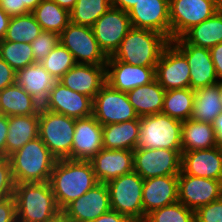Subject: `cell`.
Returning a JSON list of instances; mask_svg holds the SVG:
<instances>
[{"label":"cell","mask_w":222,"mask_h":222,"mask_svg":"<svg viewBox=\"0 0 222 222\" xmlns=\"http://www.w3.org/2000/svg\"><path fill=\"white\" fill-rule=\"evenodd\" d=\"M51 185L58 208L62 211L97 183L90 161L57 160L52 170Z\"/></svg>","instance_id":"1"},{"label":"cell","mask_w":222,"mask_h":222,"mask_svg":"<svg viewBox=\"0 0 222 222\" xmlns=\"http://www.w3.org/2000/svg\"><path fill=\"white\" fill-rule=\"evenodd\" d=\"M17 222H50L61 214L49 181L15 184Z\"/></svg>","instance_id":"2"},{"label":"cell","mask_w":222,"mask_h":222,"mask_svg":"<svg viewBox=\"0 0 222 222\" xmlns=\"http://www.w3.org/2000/svg\"><path fill=\"white\" fill-rule=\"evenodd\" d=\"M8 158L15 184L49 181L57 161L40 137L29 141Z\"/></svg>","instance_id":"3"},{"label":"cell","mask_w":222,"mask_h":222,"mask_svg":"<svg viewBox=\"0 0 222 222\" xmlns=\"http://www.w3.org/2000/svg\"><path fill=\"white\" fill-rule=\"evenodd\" d=\"M170 41L161 33L132 27L119 48L108 60H118L131 65L156 67L164 47Z\"/></svg>","instance_id":"4"},{"label":"cell","mask_w":222,"mask_h":222,"mask_svg":"<svg viewBox=\"0 0 222 222\" xmlns=\"http://www.w3.org/2000/svg\"><path fill=\"white\" fill-rule=\"evenodd\" d=\"M182 121L164 113L140 118L136 148L181 150Z\"/></svg>","instance_id":"5"},{"label":"cell","mask_w":222,"mask_h":222,"mask_svg":"<svg viewBox=\"0 0 222 222\" xmlns=\"http://www.w3.org/2000/svg\"><path fill=\"white\" fill-rule=\"evenodd\" d=\"M76 119L44 108L39 111V137L57 160H72Z\"/></svg>","instance_id":"6"},{"label":"cell","mask_w":222,"mask_h":222,"mask_svg":"<svg viewBox=\"0 0 222 222\" xmlns=\"http://www.w3.org/2000/svg\"><path fill=\"white\" fill-rule=\"evenodd\" d=\"M111 209L130 218L143 222L142 190L144 179L135 171L114 178L107 183Z\"/></svg>","instance_id":"7"},{"label":"cell","mask_w":222,"mask_h":222,"mask_svg":"<svg viewBox=\"0 0 222 222\" xmlns=\"http://www.w3.org/2000/svg\"><path fill=\"white\" fill-rule=\"evenodd\" d=\"M59 42L72 53L75 63L106 65L108 61L92 27L69 22L59 34Z\"/></svg>","instance_id":"8"},{"label":"cell","mask_w":222,"mask_h":222,"mask_svg":"<svg viewBox=\"0 0 222 222\" xmlns=\"http://www.w3.org/2000/svg\"><path fill=\"white\" fill-rule=\"evenodd\" d=\"M221 8L222 0H169L171 40L181 37Z\"/></svg>","instance_id":"9"},{"label":"cell","mask_w":222,"mask_h":222,"mask_svg":"<svg viewBox=\"0 0 222 222\" xmlns=\"http://www.w3.org/2000/svg\"><path fill=\"white\" fill-rule=\"evenodd\" d=\"M182 150L142 149L133 150L134 171L144 180L158 176H178L181 172Z\"/></svg>","instance_id":"10"},{"label":"cell","mask_w":222,"mask_h":222,"mask_svg":"<svg viewBox=\"0 0 222 222\" xmlns=\"http://www.w3.org/2000/svg\"><path fill=\"white\" fill-rule=\"evenodd\" d=\"M93 116L102 126L139 118L126 92L115 90L107 83L93 99Z\"/></svg>","instance_id":"11"},{"label":"cell","mask_w":222,"mask_h":222,"mask_svg":"<svg viewBox=\"0 0 222 222\" xmlns=\"http://www.w3.org/2000/svg\"><path fill=\"white\" fill-rule=\"evenodd\" d=\"M131 28L128 12L112 6L92 26L100 48L108 57L119 48Z\"/></svg>","instance_id":"12"},{"label":"cell","mask_w":222,"mask_h":222,"mask_svg":"<svg viewBox=\"0 0 222 222\" xmlns=\"http://www.w3.org/2000/svg\"><path fill=\"white\" fill-rule=\"evenodd\" d=\"M155 77L166 91L190 88V68L186 57L171 42L162 50Z\"/></svg>","instance_id":"13"},{"label":"cell","mask_w":222,"mask_h":222,"mask_svg":"<svg viewBox=\"0 0 222 222\" xmlns=\"http://www.w3.org/2000/svg\"><path fill=\"white\" fill-rule=\"evenodd\" d=\"M111 210L106 183H97L92 189L69 203L61 213L69 222H91Z\"/></svg>","instance_id":"14"},{"label":"cell","mask_w":222,"mask_h":222,"mask_svg":"<svg viewBox=\"0 0 222 222\" xmlns=\"http://www.w3.org/2000/svg\"><path fill=\"white\" fill-rule=\"evenodd\" d=\"M185 57L190 68L193 90L219 83L208 48L188 44L182 37L170 41Z\"/></svg>","instance_id":"15"},{"label":"cell","mask_w":222,"mask_h":222,"mask_svg":"<svg viewBox=\"0 0 222 222\" xmlns=\"http://www.w3.org/2000/svg\"><path fill=\"white\" fill-rule=\"evenodd\" d=\"M222 197V181L191 175H178V201L196 211Z\"/></svg>","instance_id":"16"},{"label":"cell","mask_w":222,"mask_h":222,"mask_svg":"<svg viewBox=\"0 0 222 222\" xmlns=\"http://www.w3.org/2000/svg\"><path fill=\"white\" fill-rule=\"evenodd\" d=\"M128 15L132 27L159 32L171 41L169 0H140Z\"/></svg>","instance_id":"17"},{"label":"cell","mask_w":222,"mask_h":222,"mask_svg":"<svg viewBox=\"0 0 222 222\" xmlns=\"http://www.w3.org/2000/svg\"><path fill=\"white\" fill-rule=\"evenodd\" d=\"M42 108L79 119L93 115V100L56 81Z\"/></svg>","instance_id":"18"},{"label":"cell","mask_w":222,"mask_h":222,"mask_svg":"<svg viewBox=\"0 0 222 222\" xmlns=\"http://www.w3.org/2000/svg\"><path fill=\"white\" fill-rule=\"evenodd\" d=\"M155 68L108 60L105 65L106 83L115 90L127 92L154 81Z\"/></svg>","instance_id":"19"},{"label":"cell","mask_w":222,"mask_h":222,"mask_svg":"<svg viewBox=\"0 0 222 222\" xmlns=\"http://www.w3.org/2000/svg\"><path fill=\"white\" fill-rule=\"evenodd\" d=\"M103 148L102 125L89 116L76 119L72 160L90 161Z\"/></svg>","instance_id":"20"},{"label":"cell","mask_w":222,"mask_h":222,"mask_svg":"<svg viewBox=\"0 0 222 222\" xmlns=\"http://www.w3.org/2000/svg\"><path fill=\"white\" fill-rule=\"evenodd\" d=\"M181 173L222 181V147L182 152Z\"/></svg>","instance_id":"21"},{"label":"cell","mask_w":222,"mask_h":222,"mask_svg":"<svg viewBox=\"0 0 222 222\" xmlns=\"http://www.w3.org/2000/svg\"><path fill=\"white\" fill-rule=\"evenodd\" d=\"M58 81L93 100L106 83L105 65L76 63Z\"/></svg>","instance_id":"22"},{"label":"cell","mask_w":222,"mask_h":222,"mask_svg":"<svg viewBox=\"0 0 222 222\" xmlns=\"http://www.w3.org/2000/svg\"><path fill=\"white\" fill-rule=\"evenodd\" d=\"M98 183H107L134 171L133 151L102 148L90 160Z\"/></svg>","instance_id":"23"},{"label":"cell","mask_w":222,"mask_h":222,"mask_svg":"<svg viewBox=\"0 0 222 222\" xmlns=\"http://www.w3.org/2000/svg\"><path fill=\"white\" fill-rule=\"evenodd\" d=\"M143 221L151 211L178 202V176H158L144 180Z\"/></svg>","instance_id":"24"},{"label":"cell","mask_w":222,"mask_h":222,"mask_svg":"<svg viewBox=\"0 0 222 222\" xmlns=\"http://www.w3.org/2000/svg\"><path fill=\"white\" fill-rule=\"evenodd\" d=\"M56 81L41 62H34L16 71L15 82L41 105L46 101Z\"/></svg>","instance_id":"25"},{"label":"cell","mask_w":222,"mask_h":222,"mask_svg":"<svg viewBox=\"0 0 222 222\" xmlns=\"http://www.w3.org/2000/svg\"><path fill=\"white\" fill-rule=\"evenodd\" d=\"M42 105L16 82L0 90V113L6 116L39 115Z\"/></svg>","instance_id":"26"},{"label":"cell","mask_w":222,"mask_h":222,"mask_svg":"<svg viewBox=\"0 0 222 222\" xmlns=\"http://www.w3.org/2000/svg\"><path fill=\"white\" fill-rule=\"evenodd\" d=\"M39 137V115L9 116L6 157Z\"/></svg>","instance_id":"27"},{"label":"cell","mask_w":222,"mask_h":222,"mask_svg":"<svg viewBox=\"0 0 222 222\" xmlns=\"http://www.w3.org/2000/svg\"><path fill=\"white\" fill-rule=\"evenodd\" d=\"M166 90L155 79L149 84L127 91L129 102L139 118L161 113Z\"/></svg>","instance_id":"28"},{"label":"cell","mask_w":222,"mask_h":222,"mask_svg":"<svg viewBox=\"0 0 222 222\" xmlns=\"http://www.w3.org/2000/svg\"><path fill=\"white\" fill-rule=\"evenodd\" d=\"M139 128L140 118L102 126L103 148L133 151L136 149Z\"/></svg>","instance_id":"29"},{"label":"cell","mask_w":222,"mask_h":222,"mask_svg":"<svg viewBox=\"0 0 222 222\" xmlns=\"http://www.w3.org/2000/svg\"><path fill=\"white\" fill-rule=\"evenodd\" d=\"M181 150L210 149L217 145V137L212 123L200 122L193 119L182 121Z\"/></svg>","instance_id":"30"},{"label":"cell","mask_w":222,"mask_h":222,"mask_svg":"<svg viewBox=\"0 0 222 222\" xmlns=\"http://www.w3.org/2000/svg\"><path fill=\"white\" fill-rule=\"evenodd\" d=\"M188 44L212 48L222 42V8L212 17L194 25L181 36Z\"/></svg>","instance_id":"31"},{"label":"cell","mask_w":222,"mask_h":222,"mask_svg":"<svg viewBox=\"0 0 222 222\" xmlns=\"http://www.w3.org/2000/svg\"><path fill=\"white\" fill-rule=\"evenodd\" d=\"M193 111L191 119L213 123L222 113L219 83L194 90Z\"/></svg>","instance_id":"32"},{"label":"cell","mask_w":222,"mask_h":222,"mask_svg":"<svg viewBox=\"0 0 222 222\" xmlns=\"http://www.w3.org/2000/svg\"><path fill=\"white\" fill-rule=\"evenodd\" d=\"M31 13L44 31L60 34L70 22L69 11L52 0H42Z\"/></svg>","instance_id":"33"},{"label":"cell","mask_w":222,"mask_h":222,"mask_svg":"<svg viewBox=\"0 0 222 222\" xmlns=\"http://www.w3.org/2000/svg\"><path fill=\"white\" fill-rule=\"evenodd\" d=\"M195 92L191 88L167 90L164 95L162 113L180 121L191 118Z\"/></svg>","instance_id":"34"},{"label":"cell","mask_w":222,"mask_h":222,"mask_svg":"<svg viewBox=\"0 0 222 222\" xmlns=\"http://www.w3.org/2000/svg\"><path fill=\"white\" fill-rule=\"evenodd\" d=\"M42 31L40 24L30 12L25 15L12 16L3 39L6 41L31 44Z\"/></svg>","instance_id":"35"},{"label":"cell","mask_w":222,"mask_h":222,"mask_svg":"<svg viewBox=\"0 0 222 222\" xmlns=\"http://www.w3.org/2000/svg\"><path fill=\"white\" fill-rule=\"evenodd\" d=\"M110 7V0H77L69 11L70 22L92 27Z\"/></svg>","instance_id":"36"},{"label":"cell","mask_w":222,"mask_h":222,"mask_svg":"<svg viewBox=\"0 0 222 222\" xmlns=\"http://www.w3.org/2000/svg\"><path fill=\"white\" fill-rule=\"evenodd\" d=\"M0 57L15 71L32 65L35 61L29 43L0 40Z\"/></svg>","instance_id":"37"},{"label":"cell","mask_w":222,"mask_h":222,"mask_svg":"<svg viewBox=\"0 0 222 222\" xmlns=\"http://www.w3.org/2000/svg\"><path fill=\"white\" fill-rule=\"evenodd\" d=\"M41 63L57 81L76 64L72 53L60 42Z\"/></svg>","instance_id":"38"},{"label":"cell","mask_w":222,"mask_h":222,"mask_svg":"<svg viewBox=\"0 0 222 222\" xmlns=\"http://www.w3.org/2000/svg\"><path fill=\"white\" fill-rule=\"evenodd\" d=\"M143 222H195V211L178 201L151 211Z\"/></svg>","instance_id":"39"},{"label":"cell","mask_w":222,"mask_h":222,"mask_svg":"<svg viewBox=\"0 0 222 222\" xmlns=\"http://www.w3.org/2000/svg\"><path fill=\"white\" fill-rule=\"evenodd\" d=\"M59 43V34L53 31H42L32 42L31 47L36 62H41Z\"/></svg>","instance_id":"40"},{"label":"cell","mask_w":222,"mask_h":222,"mask_svg":"<svg viewBox=\"0 0 222 222\" xmlns=\"http://www.w3.org/2000/svg\"><path fill=\"white\" fill-rule=\"evenodd\" d=\"M15 181L9 158H0V201L14 195Z\"/></svg>","instance_id":"41"},{"label":"cell","mask_w":222,"mask_h":222,"mask_svg":"<svg viewBox=\"0 0 222 222\" xmlns=\"http://www.w3.org/2000/svg\"><path fill=\"white\" fill-rule=\"evenodd\" d=\"M41 1L42 0H0V7L12 17L32 12Z\"/></svg>","instance_id":"42"},{"label":"cell","mask_w":222,"mask_h":222,"mask_svg":"<svg viewBox=\"0 0 222 222\" xmlns=\"http://www.w3.org/2000/svg\"><path fill=\"white\" fill-rule=\"evenodd\" d=\"M195 222H222V197L195 211Z\"/></svg>","instance_id":"43"},{"label":"cell","mask_w":222,"mask_h":222,"mask_svg":"<svg viewBox=\"0 0 222 222\" xmlns=\"http://www.w3.org/2000/svg\"><path fill=\"white\" fill-rule=\"evenodd\" d=\"M0 222H17L16 201L14 196L0 201Z\"/></svg>","instance_id":"44"},{"label":"cell","mask_w":222,"mask_h":222,"mask_svg":"<svg viewBox=\"0 0 222 222\" xmlns=\"http://www.w3.org/2000/svg\"><path fill=\"white\" fill-rule=\"evenodd\" d=\"M16 71L0 57V90L14 84Z\"/></svg>","instance_id":"45"},{"label":"cell","mask_w":222,"mask_h":222,"mask_svg":"<svg viewBox=\"0 0 222 222\" xmlns=\"http://www.w3.org/2000/svg\"><path fill=\"white\" fill-rule=\"evenodd\" d=\"M209 50L215 66L218 81L222 82V42L210 48Z\"/></svg>","instance_id":"46"},{"label":"cell","mask_w":222,"mask_h":222,"mask_svg":"<svg viewBox=\"0 0 222 222\" xmlns=\"http://www.w3.org/2000/svg\"><path fill=\"white\" fill-rule=\"evenodd\" d=\"M9 117L0 113V158L6 157V138Z\"/></svg>","instance_id":"47"},{"label":"cell","mask_w":222,"mask_h":222,"mask_svg":"<svg viewBox=\"0 0 222 222\" xmlns=\"http://www.w3.org/2000/svg\"><path fill=\"white\" fill-rule=\"evenodd\" d=\"M91 222H133L127 216H124L114 210H109L108 212L104 213L103 215L99 216L96 220Z\"/></svg>","instance_id":"48"},{"label":"cell","mask_w":222,"mask_h":222,"mask_svg":"<svg viewBox=\"0 0 222 222\" xmlns=\"http://www.w3.org/2000/svg\"><path fill=\"white\" fill-rule=\"evenodd\" d=\"M11 16H9L1 7H0V40H2L7 32Z\"/></svg>","instance_id":"49"},{"label":"cell","mask_w":222,"mask_h":222,"mask_svg":"<svg viewBox=\"0 0 222 222\" xmlns=\"http://www.w3.org/2000/svg\"><path fill=\"white\" fill-rule=\"evenodd\" d=\"M140 0H110L111 6L128 12Z\"/></svg>","instance_id":"50"},{"label":"cell","mask_w":222,"mask_h":222,"mask_svg":"<svg viewBox=\"0 0 222 222\" xmlns=\"http://www.w3.org/2000/svg\"><path fill=\"white\" fill-rule=\"evenodd\" d=\"M212 124L217 137V145L222 147V113L214 120Z\"/></svg>","instance_id":"51"},{"label":"cell","mask_w":222,"mask_h":222,"mask_svg":"<svg viewBox=\"0 0 222 222\" xmlns=\"http://www.w3.org/2000/svg\"><path fill=\"white\" fill-rule=\"evenodd\" d=\"M57 3L60 7L70 11L74 6L77 0H52Z\"/></svg>","instance_id":"52"},{"label":"cell","mask_w":222,"mask_h":222,"mask_svg":"<svg viewBox=\"0 0 222 222\" xmlns=\"http://www.w3.org/2000/svg\"><path fill=\"white\" fill-rule=\"evenodd\" d=\"M50 222H69L67 220V218L61 213L58 217H56L55 219H53Z\"/></svg>","instance_id":"53"},{"label":"cell","mask_w":222,"mask_h":222,"mask_svg":"<svg viewBox=\"0 0 222 222\" xmlns=\"http://www.w3.org/2000/svg\"><path fill=\"white\" fill-rule=\"evenodd\" d=\"M219 93H220V100L222 103V82H219Z\"/></svg>","instance_id":"54"}]
</instances>
